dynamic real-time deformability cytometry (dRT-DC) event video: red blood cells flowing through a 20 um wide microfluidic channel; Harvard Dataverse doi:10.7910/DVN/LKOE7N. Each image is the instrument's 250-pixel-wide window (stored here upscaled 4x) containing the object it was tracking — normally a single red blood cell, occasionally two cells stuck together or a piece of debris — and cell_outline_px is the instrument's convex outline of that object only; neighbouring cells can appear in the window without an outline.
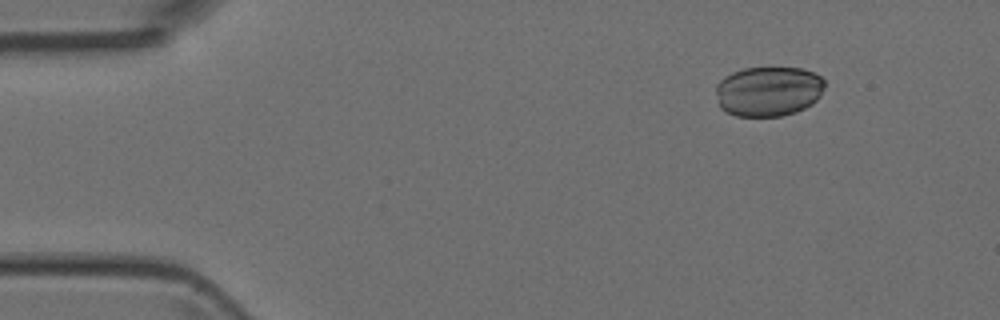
{"species": "Egyptian fruit bat (a non-hibernating species)", "species_latin": "Rousettus aegyptiacus", "temperature_condition": "room temperature", "stored_images_in_passage": 3, "camera_frame_rate_fps": 3000, "um_per_image_px": 0.085, "animal": {"sex": "female"}, "frame": {"image": 1, "passage_image": 1, "time_ms": 0.0, "image_size_px": [1000, 320], "cell_outline_px": [[824, 84], [820, 96], [812, 104], [796, 112], [780, 116], [736, 116], [720, 108], [716, 92], [716, 84], [724, 76], [732, 72], [744, 68], [800, 68], [812, 72], [820, 76], [824, 80]], "centroid_in_image_um": [65.3, 7.76], "position_along_channel_um": 19.7, "area_um2": 31.67}}